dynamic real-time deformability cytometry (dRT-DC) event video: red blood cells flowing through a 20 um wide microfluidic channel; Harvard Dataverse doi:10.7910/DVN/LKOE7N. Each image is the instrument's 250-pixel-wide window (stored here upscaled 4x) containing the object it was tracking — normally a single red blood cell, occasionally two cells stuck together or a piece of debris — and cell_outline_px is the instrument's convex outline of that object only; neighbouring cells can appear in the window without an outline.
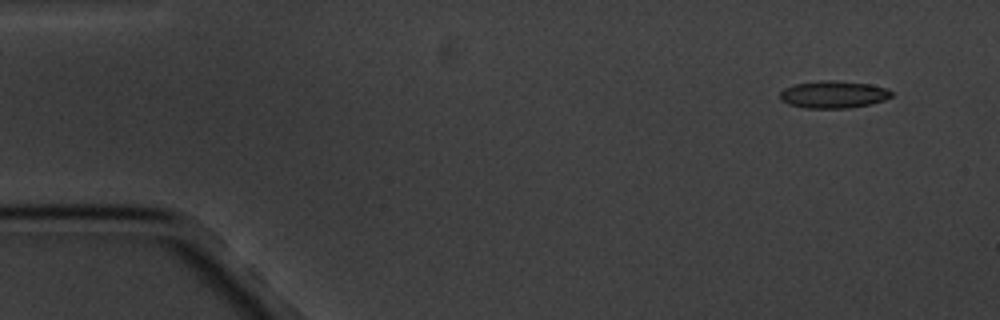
{"species": "common noctule bat (a hibernating species)", "species_latin": "Nyctalus noctula", "temperature_condition": "cold", "stored_images_in_passage": 7, "camera_frame_rate_fps": 3000, "um_per_image_px": 0.085, "animal": {"sex": "male", "body_mass_g": 20.1, "forearm_length_mm": 53.5}, "frame": {"image": 1, "passage_image": 1, "time_ms": 0.0, "image_size_px": [1000, 320], "cell_outline_px": [[892, 96], [884, 100], [872, 104], [848, 108], [804, 108], [788, 104], [780, 100], [780, 92], [784, 88], [796, 84], [820, 80], [832, 80], [868, 84], [888, 88], [892, 92]], "centroid_in_image_um": [70.84, 8.03], "position_along_channel_um": 14.2, "area_um2": 17.8}}
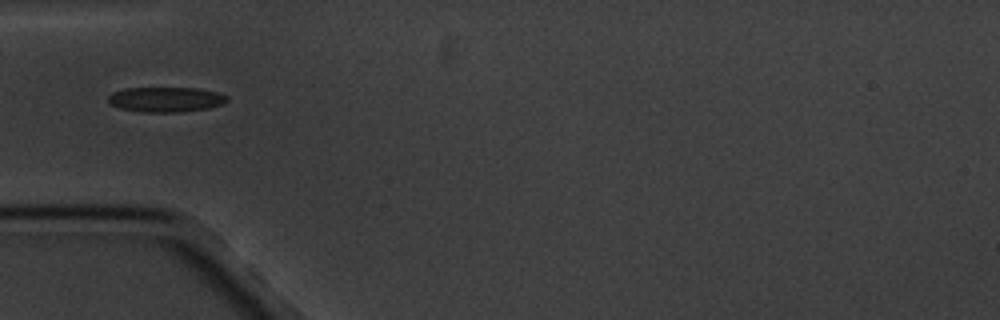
{"frame": {"image": 2, "passage_image": 5, "time_ms": 4.667, "image_size_px": [1000, 320], "cell_outline_px": [[228, 100], [224, 104], [208, 108], [180, 112], [140, 112], [120, 108], [108, 104], [108, 96], [112, 92], [124, 88], [200, 88], [216, 92], [228, 96]], "centroid_in_image_um": [14.08, 8.45], "position_along_channel_um": 70.9, "area_um2": 17.51}}
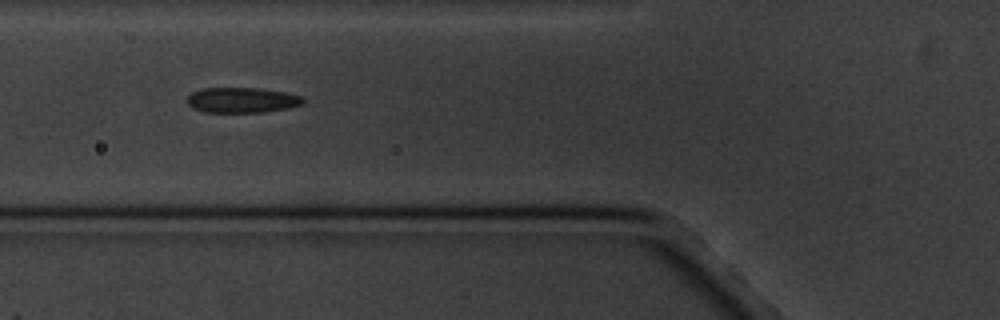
{"frame": {"image": 3, "passage_image": 6, "time_ms": 5.667, "image_size_px": [1000, 320], "cell_outline_px": [[304, 104], [288, 108], [264, 112], [204, 112], [192, 108], [188, 104], [188, 96], [192, 92], [204, 88], [256, 88], [284, 92], [304, 96]], "centroid_in_image_um": [20.59, 8.51], "position_along_channel_um": 105.2, "area_um2": 17.11}}